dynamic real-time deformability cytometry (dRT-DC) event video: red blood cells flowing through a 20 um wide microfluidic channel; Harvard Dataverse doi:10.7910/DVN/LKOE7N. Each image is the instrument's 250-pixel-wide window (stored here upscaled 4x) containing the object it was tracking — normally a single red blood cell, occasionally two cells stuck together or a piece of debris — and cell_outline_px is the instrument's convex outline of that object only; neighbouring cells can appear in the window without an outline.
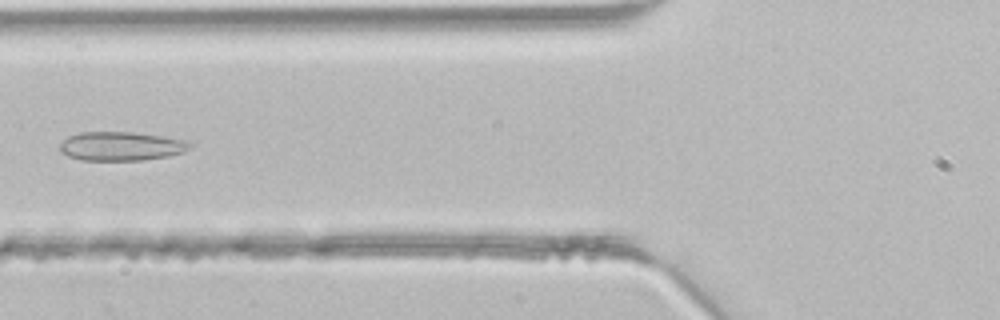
{"species": "common noctule bat (a hibernating species)", "species_latin": "Nyctalus noctula", "temperature_condition": "room temperature", "stored_images_in_passage": 4, "camera_frame_rate_fps": 3000, "um_per_image_px": 0.085, "animal": {"sex": "male", "body_mass_g": 21.5, "forearm_length_mm": 52.0}, "frame": {"image": 1, "passage_image": 4, "time_ms": 1.0, "image_size_px": [1000, 320], "cell_outline_px": [[192, 148], [184, 152], [168, 156], [144, 160], [80, 160], [68, 156], [60, 152], [60, 144], [68, 136], [80, 132], [132, 132], [188, 140], [192, 144]], "centroid_in_image_um": [10.31, 12.43], "position_along_channel_um": 115.5, "area_um2": 22.02}}